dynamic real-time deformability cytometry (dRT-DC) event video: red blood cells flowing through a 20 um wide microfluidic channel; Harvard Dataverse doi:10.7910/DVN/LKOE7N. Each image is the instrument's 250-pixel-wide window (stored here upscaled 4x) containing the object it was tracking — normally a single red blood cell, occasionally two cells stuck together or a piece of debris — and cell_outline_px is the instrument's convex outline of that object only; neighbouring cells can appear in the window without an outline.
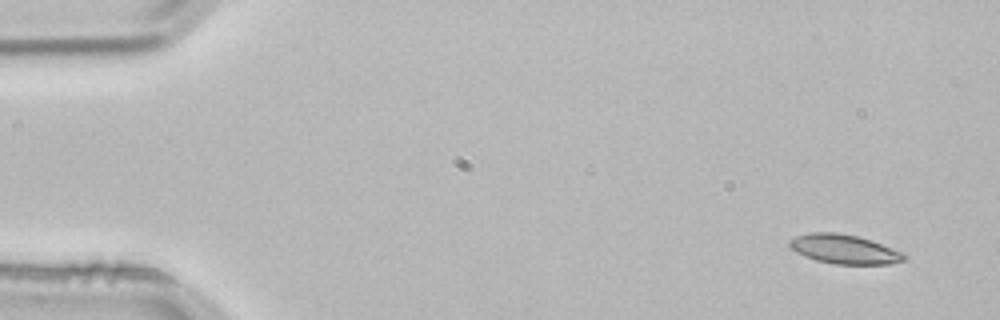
{"species": "common noctule bat (a hibernating species)", "species_latin": "Nyctalus noctula", "temperature_condition": "room temperature", "stored_images_in_passage": 3, "camera_frame_rate_fps": 3000, "um_per_image_px": 0.085, "animal": {"sex": "male", "body_mass_g": 21.5, "forearm_length_mm": 52.0}, "frame": {"image": 1, "passage_image": 1, "time_ms": 0.0, "image_size_px": [1000, 320], "cell_outline_px": [[908, 256], [904, 260], [892, 264], [832, 264], [816, 260], [804, 256], [796, 252], [788, 244], [788, 240], [796, 236], [808, 232], [836, 232], [856, 236], [872, 240], [904, 252]], "centroid_in_image_um": [71.78, 21.18], "position_along_channel_um": 13.2, "area_um2": 19.77}}
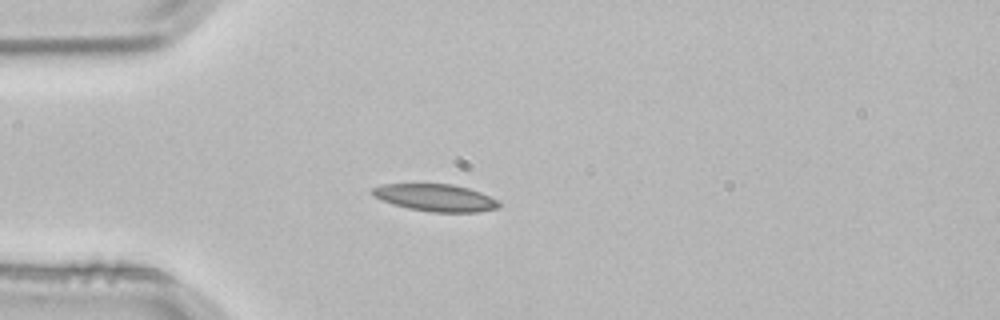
{"frame": {"image": 2, "passage_image": 3, "time_ms": 0.667, "image_size_px": [1000, 320], "cell_outline_px": [[500, 208], [480, 212], [432, 212], [408, 208], [384, 200], [376, 196], [372, 192], [372, 188], [384, 184], [452, 184], [468, 188], [480, 192], [496, 200], [500, 204]], "centroid_in_image_um": [37.08, 16.81], "position_along_channel_um": 47.9, "area_um2": 19.71}}